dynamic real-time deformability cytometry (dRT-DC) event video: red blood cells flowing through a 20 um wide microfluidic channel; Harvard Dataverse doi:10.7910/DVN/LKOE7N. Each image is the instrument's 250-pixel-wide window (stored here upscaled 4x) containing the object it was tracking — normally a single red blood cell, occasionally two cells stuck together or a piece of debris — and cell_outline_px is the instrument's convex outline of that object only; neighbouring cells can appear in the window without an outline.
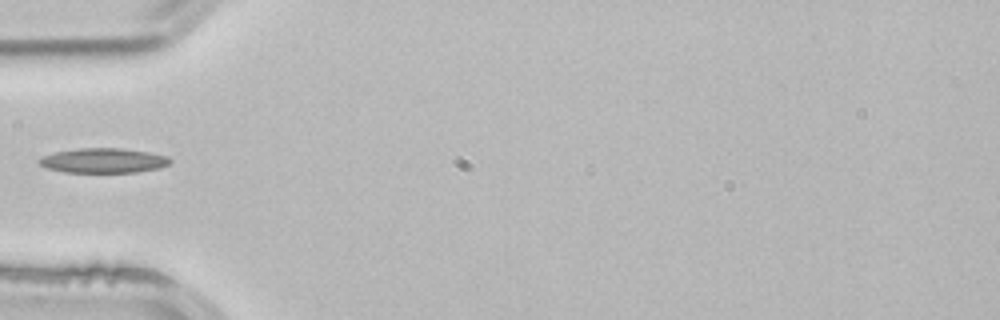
{"species": "common noctule bat (a hibernating species)", "species_latin": "Nyctalus noctula", "temperature_condition": "room temperature", "stored_images_in_passage": 36, "camera_frame_rate_fps": 3000, "um_per_image_px": 0.085, "animal": {"sex": "male", "body_mass_g": 21.5, "forearm_length_mm": 52.0}, "frame": {"image": 1, "passage_image": 1, "time_ms": 0.0, "image_size_px": [1000, 320], "cell_outline_px": [[172, 164], [160, 168], [136, 172], [64, 172], [48, 168], [40, 164], [36, 160], [40, 156], [56, 152], [80, 148], [120, 148], [148, 152], [168, 156], [172, 160]], "centroid_in_image_um": [8.81, 13.64], "position_along_channel_um": 76.2, "area_um2": 18.96}}